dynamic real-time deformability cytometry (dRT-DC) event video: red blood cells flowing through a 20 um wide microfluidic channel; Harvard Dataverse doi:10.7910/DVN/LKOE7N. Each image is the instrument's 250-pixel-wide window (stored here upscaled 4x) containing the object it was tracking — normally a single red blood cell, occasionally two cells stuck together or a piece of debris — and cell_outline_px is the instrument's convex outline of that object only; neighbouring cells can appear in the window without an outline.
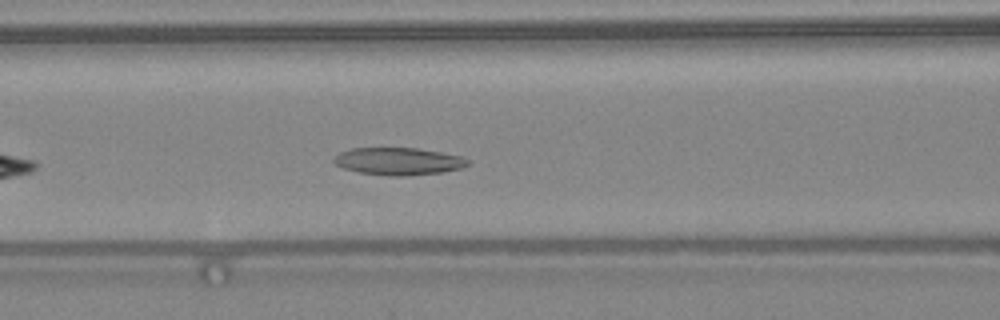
{"species": "common noctule bat (a hibernating species)", "species_latin": "Nyctalus noctula", "temperature_condition": "warm", "stored_images_in_passage": 31, "camera_frame_rate_fps": 3000, "um_per_image_px": 0.085, "animal": {"sex": "female", "body_mass_g": 24.6, "forearm_length_mm": 56.2}, "frame": {"image": 1, "passage_image": 8, "time_ms": 2.333, "image_size_px": [1000, 320], "cell_outline_px": [[468, 164], [464, 168], [444, 172], [408, 176], [388, 176], [360, 172], [344, 168], [336, 164], [332, 160], [340, 152], [352, 148], [420, 148], [460, 156], [468, 160]], "centroid_in_image_um": [33.89, 13.71], "position_along_channel_um": 132.7, "area_um2": 21.39}}
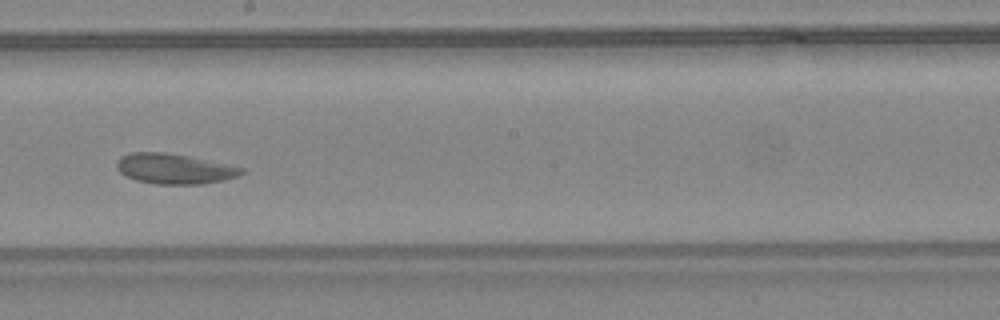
{"frame": {"image": 2, "passage_image": 15, "time_ms": 4.667, "image_size_px": [1000, 320], "cell_outline_px": [[244, 172], [236, 176], [224, 180], [200, 184], [156, 184], [136, 180], [120, 172], [116, 168], [116, 160], [120, 156], [132, 152], [164, 152], [188, 156], [244, 168]], "centroid_in_image_um": [14.77, 14.34], "position_along_channel_um": 233.4, "area_um2": 21.79}}
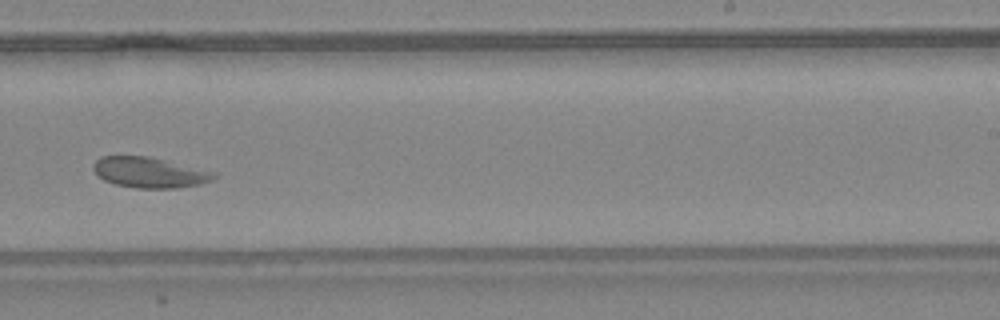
{"frame": {"image": 3, "passage_image": 18, "time_ms": 5.667, "image_size_px": [1000, 320], "cell_outline_px": [[220, 172], [212, 180], [200, 184], [176, 188], [136, 188], [116, 184], [104, 180], [92, 168], [92, 164], [100, 156], [148, 156]], "centroid_in_image_um": [12.76, 14.65], "position_along_channel_um": 276.2, "area_um2": 21.62}, "authors_computed_cell_mechanics": {"area_um2": 22.3686, "velocity_mm_per_s": 4.3263, "shape_relaxation_time_tau1_ms": null, "shape_relaxation_time_tau2_ms": 5.0037, "deformation_change_tau1": null, "deformation_change_tau2": 0.0794}}